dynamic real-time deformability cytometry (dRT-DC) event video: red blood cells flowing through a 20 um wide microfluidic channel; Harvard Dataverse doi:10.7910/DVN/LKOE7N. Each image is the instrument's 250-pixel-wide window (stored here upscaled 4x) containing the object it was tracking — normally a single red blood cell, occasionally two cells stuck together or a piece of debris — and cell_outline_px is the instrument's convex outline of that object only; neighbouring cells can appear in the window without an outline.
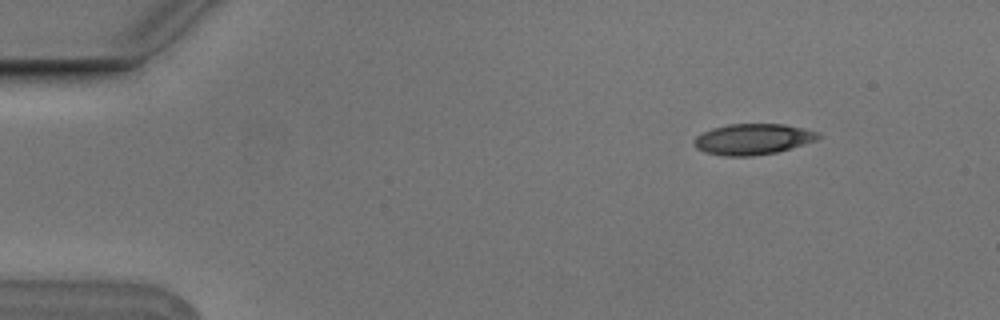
{"species": "Egyptian fruit bat (a non-hibernating species)", "species_latin": "Rousettus aegyptiacus", "temperature_condition": "cold", "stored_images_in_passage": 4, "camera_frame_rate_fps": 3000, "um_per_image_px": 0.085, "animal": {"sex": "male"}, "frame": {"image": 1, "passage_image": 4, "time_ms": 1.0, "image_size_px": [1000, 320], "cell_outline_px": [[824, 136], [816, 140], [804, 144], [776, 152], [752, 156], [724, 156], [704, 152], [696, 148], [692, 144], [692, 140], [696, 136], [712, 128], [728, 124], [784, 124], [820, 132]], "centroid_in_image_um": [63.98, 11.83], "position_along_channel_um": 21.0, "area_um2": 22.48}}